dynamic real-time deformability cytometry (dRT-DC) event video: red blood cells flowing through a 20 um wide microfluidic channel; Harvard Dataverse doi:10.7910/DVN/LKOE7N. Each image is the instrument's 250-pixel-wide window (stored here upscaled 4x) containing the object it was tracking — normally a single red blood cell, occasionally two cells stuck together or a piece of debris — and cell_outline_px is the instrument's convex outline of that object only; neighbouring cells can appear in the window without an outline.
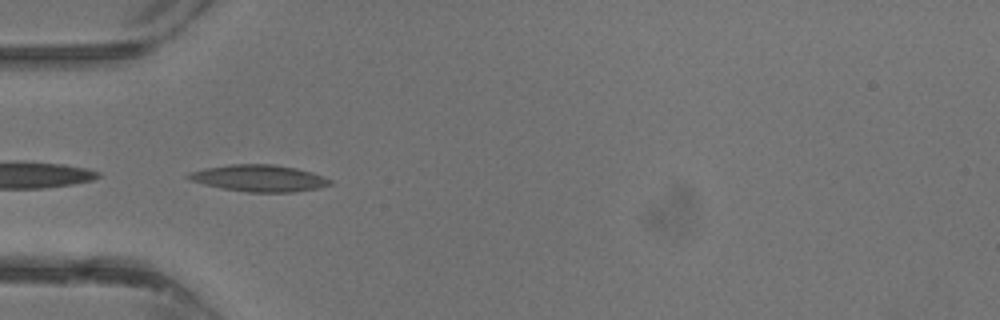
{"species": "common noctule bat (a hibernating species)", "species_latin": "Nyctalus noctula", "temperature_condition": "warm", "stored_images_in_passage": 19, "camera_frame_rate_fps": 3000, "um_per_image_px": 0.085, "animal": {"sex": "male", "body_mass_g": 13.3}, "frame": {"image": 1, "passage_image": 1, "time_ms": 0.0, "image_size_px": [1000, 320], "cell_outline_px": [[332, 184], [316, 188], [292, 192], [248, 192], [224, 188], [204, 184], [188, 180], [184, 176], [188, 172], [204, 168], [232, 164], [272, 164], [296, 168], [312, 172], [332, 180]], "centroid_in_image_um": [21.98, 15.14], "position_along_channel_um": 63.0, "area_um2": 21.96}}
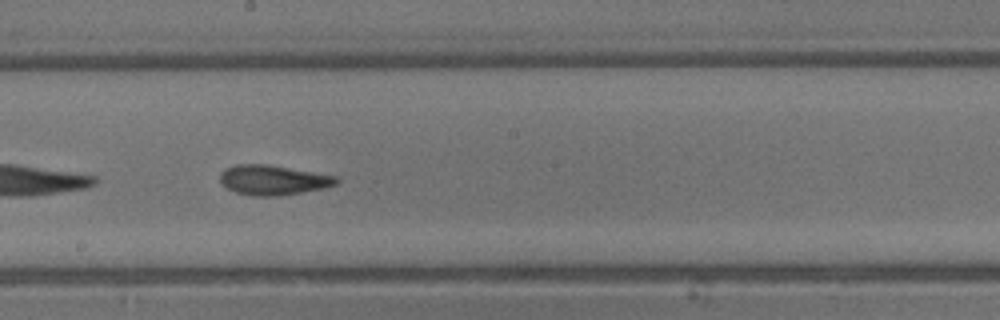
{"frame": {"image": 2, "passage_image": 10, "time_ms": 3.0, "image_size_px": [1000, 320], "cell_outline_px": [[340, 180], [336, 184], [324, 188], [276, 196], [252, 196], [236, 192], [220, 184], [220, 172], [224, 168], [236, 164], [264, 164], [340, 176]], "centroid_in_image_um": [23.2, 15.29], "position_along_channel_um": 225.0, "area_um2": 20.29}}
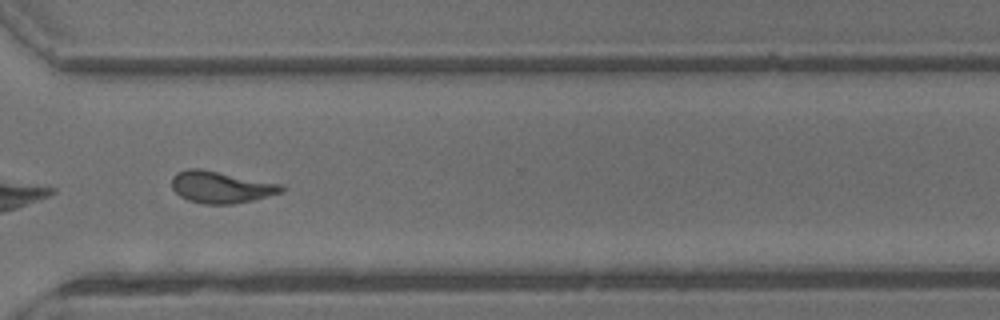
{"frame": {"image": 3, "passage_image": 17, "time_ms": 5.333, "image_size_px": [1000, 320], "cell_outline_px": [[284, 188], [280, 192], [268, 196], [252, 200], [232, 204], [204, 204], [188, 200], [180, 196], [172, 188], [172, 176], [176, 172], [188, 168], [200, 168], [284, 184]], "centroid_in_image_um": [18.76, 15.89], "position_along_channel_um": 351.8, "area_um2": 20.4}}